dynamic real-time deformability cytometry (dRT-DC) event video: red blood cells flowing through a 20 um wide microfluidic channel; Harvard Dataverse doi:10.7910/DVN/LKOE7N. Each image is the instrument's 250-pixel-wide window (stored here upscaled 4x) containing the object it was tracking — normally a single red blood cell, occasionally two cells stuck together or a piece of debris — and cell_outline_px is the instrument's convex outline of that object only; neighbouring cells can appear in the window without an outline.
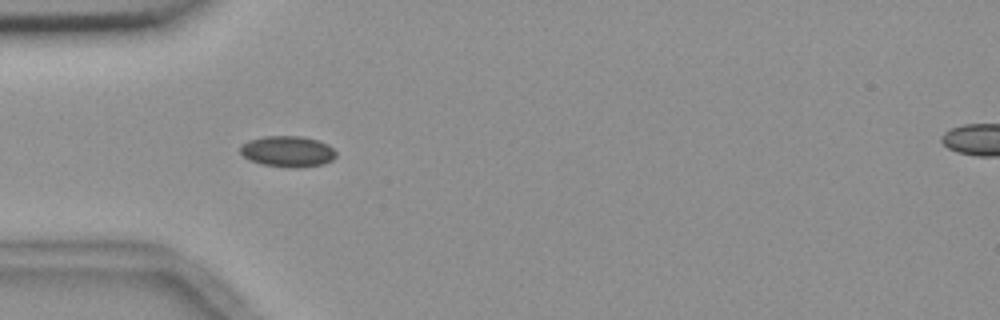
{"species": "common noctule bat (a hibernating species)", "species_latin": "Nyctalus noctula", "temperature_condition": "room temperature", "stored_images_in_passage": 17, "camera_frame_rate_fps": 3000, "um_per_image_px": 0.085, "animal": {"sex": "female", "body_mass_g": 18.4}, "frame": {"image": 1, "passage_image": 6, "time_ms": 1.667, "image_size_px": [1000, 320], "cell_outline_px": [[336, 156], [332, 160], [324, 164], [300, 168], [288, 168], [260, 164], [248, 160], [240, 152], [240, 144], [248, 140], [264, 136], [304, 136], [320, 140], [328, 144], [336, 152]], "centroid_in_image_um": [24.45, 12.87], "position_along_channel_um": 60.6, "area_um2": 17.74}}
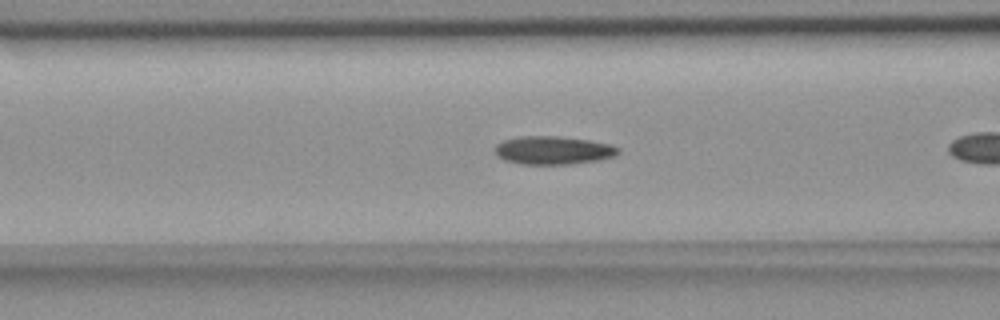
{"frame": {"image": 2, "passage_image": 8, "time_ms": 2.333, "image_size_px": [1000, 320], "cell_outline_px": [[620, 152], [612, 156], [600, 160], [572, 164], [520, 164], [504, 160], [496, 156], [496, 144], [504, 140], [520, 136], [556, 136], [588, 140], [612, 144], [620, 148]], "centroid_in_image_um": [47.03, 12.78], "position_along_channel_um": 119.6, "area_um2": 20.35}}
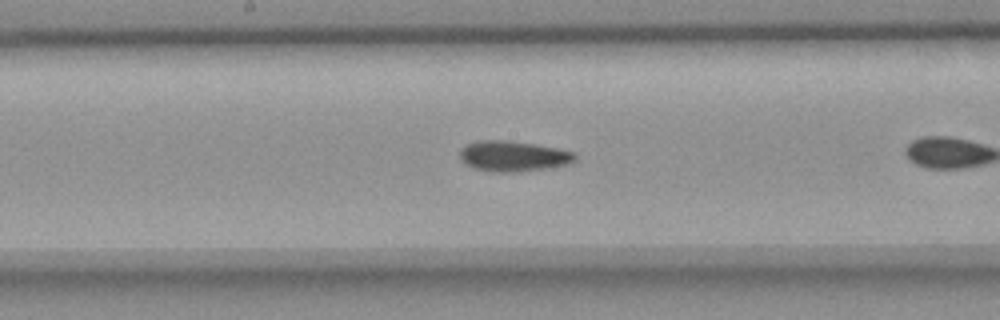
{"frame": {"image": 3, "passage_image": 15, "time_ms": 4.667, "image_size_px": [1000, 320], "cell_outline_px": [[576, 160], [568, 164], [548, 168], [520, 172], [492, 172], [472, 168], [464, 164], [460, 160], [460, 152], [464, 144], [476, 140], [508, 140], [536, 144], [576, 152]], "centroid_in_image_um": [43.59, 13.27], "position_along_channel_um": 204.6, "area_um2": 20.92}}